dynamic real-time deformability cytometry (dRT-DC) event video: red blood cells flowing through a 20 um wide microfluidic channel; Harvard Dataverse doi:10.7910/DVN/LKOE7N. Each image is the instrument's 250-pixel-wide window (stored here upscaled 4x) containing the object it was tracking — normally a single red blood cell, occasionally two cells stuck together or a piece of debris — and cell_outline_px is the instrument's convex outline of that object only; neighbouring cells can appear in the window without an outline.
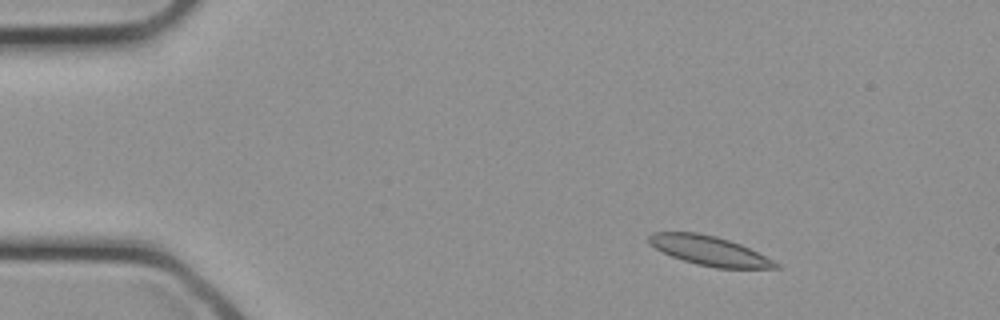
{"species": "common noctule bat (a hibernating species)", "species_latin": "Nyctalus noctula", "temperature_condition": "cold", "stored_images_in_passage": 9, "camera_frame_rate_fps": 3000, "um_per_image_px": 0.085, "animal": {"sex": "female", "body_mass_g": 21.9}, "frame": {"image": 1, "passage_image": 1, "time_ms": 0.0, "image_size_px": [1000, 320], "cell_outline_px": [[784, 268], [716, 268], [696, 264], [672, 256], [648, 244], [648, 236], [652, 232], [696, 232], [716, 236], [740, 244], [780, 264]], "centroid_in_image_um": [60.28, 21.31], "position_along_channel_um": 24.7, "area_um2": 21.5}}
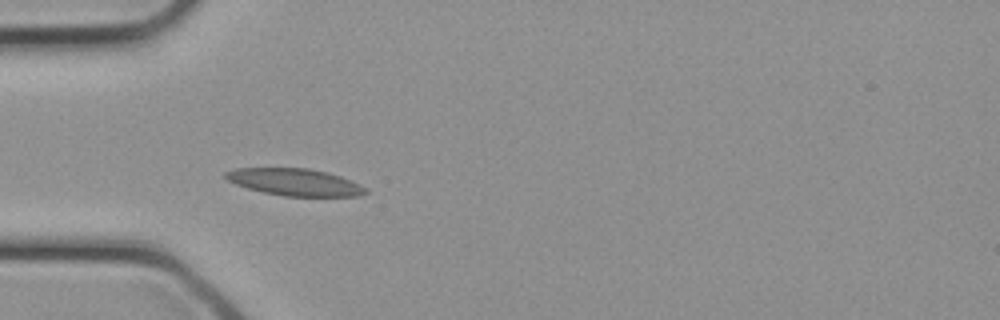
{"frame": {"image": 2, "passage_image": 6, "time_ms": 1.667, "image_size_px": [1000, 320], "cell_outline_px": [[368, 192], [360, 196], [284, 196], [264, 192], [248, 188], [236, 184], [228, 180], [224, 176], [224, 172], [236, 168], [308, 168], [328, 172], [340, 176], [368, 188]], "centroid_in_image_um": [25.07, 15.48], "position_along_channel_um": 59.9, "area_um2": 22.02}}
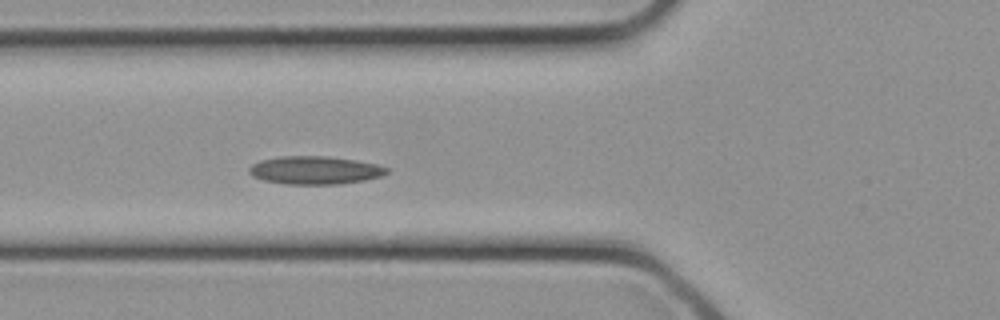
{"frame": {"image": 3, "passage_image": 8, "time_ms": 2.333, "image_size_px": [1000, 320], "cell_outline_px": [[388, 172], [380, 176], [364, 180], [340, 184], [288, 184], [264, 180], [252, 176], [248, 172], [248, 168], [252, 164], [260, 160], [280, 156], [328, 156], [356, 160], [376, 164], [388, 168]], "centroid_in_image_um": [26.74, 14.46], "position_along_channel_um": 99.1, "area_um2": 22.48}}